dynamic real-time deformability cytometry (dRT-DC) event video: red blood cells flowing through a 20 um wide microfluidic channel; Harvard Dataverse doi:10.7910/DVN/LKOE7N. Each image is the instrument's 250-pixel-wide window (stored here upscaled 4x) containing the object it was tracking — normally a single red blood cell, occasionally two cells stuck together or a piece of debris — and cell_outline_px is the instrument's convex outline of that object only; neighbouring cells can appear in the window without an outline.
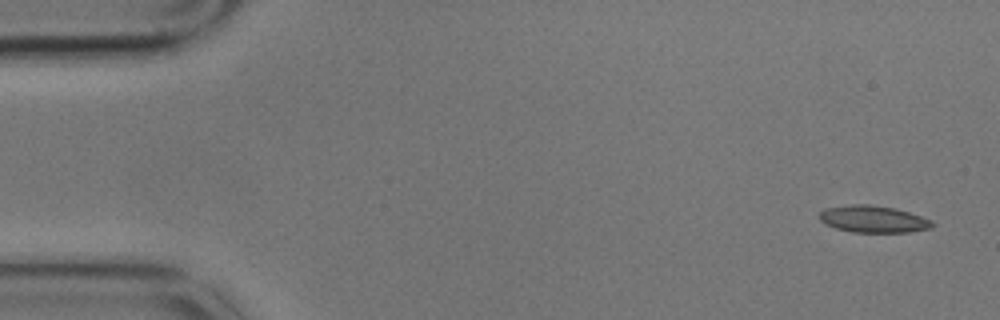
{"species": "common noctule bat (a hibernating species)", "species_latin": "Nyctalus noctula", "temperature_condition": "cold", "stored_images_in_passage": 6, "segment_of_instrument_passage": [2, 2], "camera_frame_rate_fps": 3000, "um_per_image_px": 0.085, "animal": {"sex": "male", "body_mass_g": 17.9}, "frame": {"image": 1, "passage_image": 6, "time_ms": 1.667, "image_size_px": [1000, 320], "cell_outline_px": [[936, 224], [932, 228], [908, 232], [852, 232], [836, 228], [824, 224], [820, 220], [820, 212], [824, 208], [852, 204], [868, 204], [896, 208], [932, 220]], "centroid_in_image_um": [74.23, 18.62], "position_along_channel_um": 10.8, "area_um2": 17.8}}